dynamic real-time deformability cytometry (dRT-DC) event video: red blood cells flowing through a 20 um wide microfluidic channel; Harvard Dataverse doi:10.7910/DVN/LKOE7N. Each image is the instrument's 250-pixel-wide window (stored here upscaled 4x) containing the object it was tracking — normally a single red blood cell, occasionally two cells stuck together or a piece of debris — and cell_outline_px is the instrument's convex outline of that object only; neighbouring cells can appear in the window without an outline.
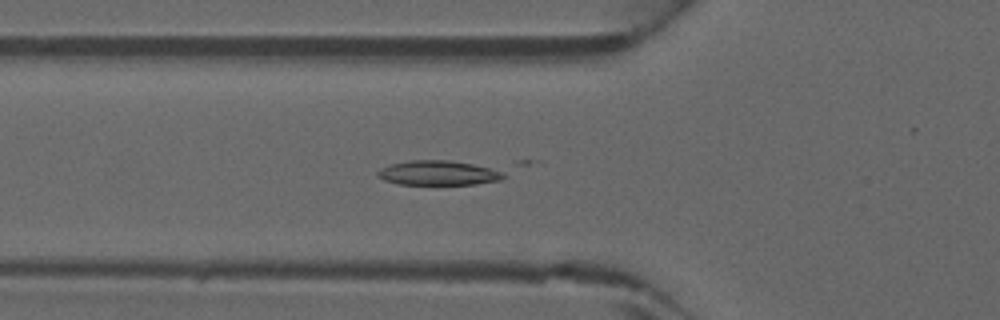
{"species": "common noctule bat (a hibernating species)", "species_latin": "Nyctalus noctula", "temperature_condition": "warm", "stored_images_in_passage": 33, "camera_frame_rate_fps": 3000, "um_per_image_px": 0.085, "animal": {"sex": "male", "forearm_length_mm": 52.5}, "frame": {"image": 1, "passage_image": 4, "time_ms": 1.0, "image_size_px": [1000, 320], "cell_outline_px": [[540, 160], [500, 180], [476, 184], [400, 184], [384, 180], [376, 176], [376, 172], [380, 168], [388, 164], [408, 160]], "centroid_in_image_um": [38.28, 14.56], "position_along_channel_um": 87.5, "area_um2": 22.54}}
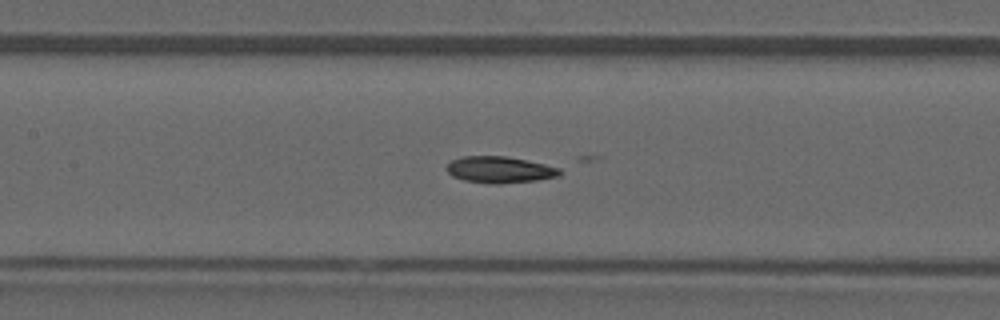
{"frame": {"image": 2, "passage_image": 9, "time_ms": 2.667, "image_size_px": [1000, 320], "cell_outline_px": [[560, 176], [536, 180], [500, 184], [488, 184], [464, 180], [452, 176], [444, 168], [452, 160], [460, 156], [504, 156], [544, 164], [560, 168]], "centroid_in_image_um": [42.43, 14.43], "position_along_channel_um": 165.0, "area_um2": 17.46}}
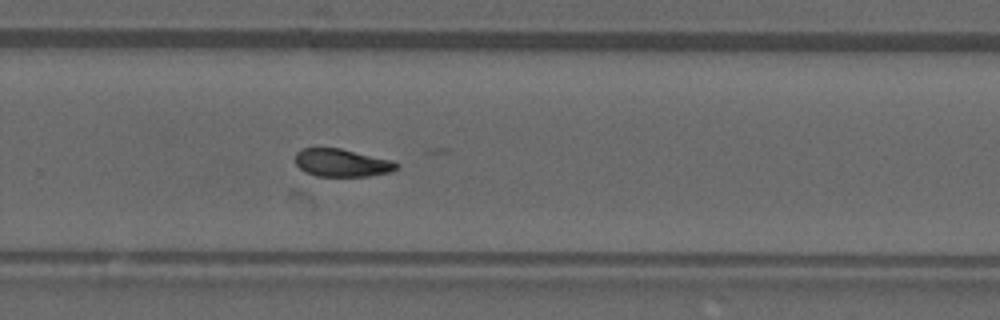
{"frame": {"image": 3, "passage_image": 18, "time_ms": 5.667, "image_size_px": [1000, 320], "cell_outline_px": [[400, 168], [388, 172], [368, 176], [316, 176], [304, 172], [296, 164], [296, 152], [304, 148], [340, 148], [392, 160], [400, 164]], "centroid_in_image_um": [29.07, 13.84], "position_along_channel_um": 300.7, "area_um2": 16.42}}